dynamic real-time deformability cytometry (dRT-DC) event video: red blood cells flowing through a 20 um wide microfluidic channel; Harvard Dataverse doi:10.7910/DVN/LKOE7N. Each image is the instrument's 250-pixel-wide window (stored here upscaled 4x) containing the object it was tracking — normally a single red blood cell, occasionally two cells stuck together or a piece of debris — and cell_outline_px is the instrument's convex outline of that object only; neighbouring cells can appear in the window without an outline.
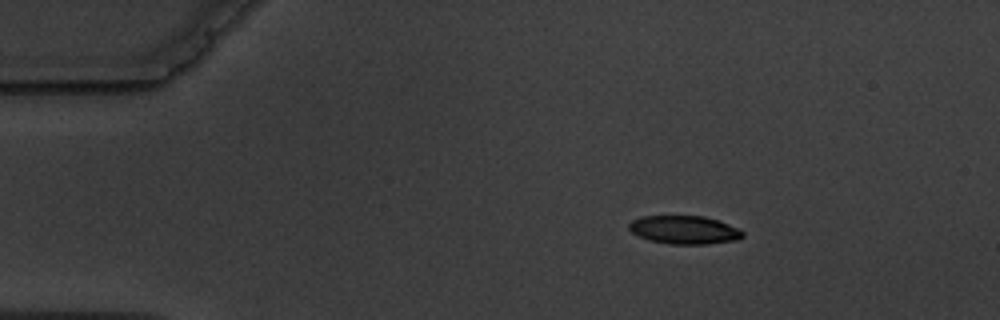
{"species": "common noctule bat (a hibernating species)", "species_latin": "Nyctalus noctula", "temperature_condition": "warm", "stored_images_in_passage": 3, "camera_frame_rate_fps": 3000, "um_per_image_px": 0.085, "animal": {"sex": "male", "body_mass_g": 19.5, "forearm_length_mm": 54.6}, "frame": {"image": 1, "passage_image": 1, "time_ms": 0.0, "image_size_px": [1000, 320], "cell_outline_px": [[744, 236], [740, 240], [708, 244], [668, 244], [648, 240], [632, 232], [628, 228], [628, 224], [632, 220], [640, 216], [704, 216], [740, 228], [744, 232]], "centroid_in_image_um": [58.19, 19.54], "position_along_channel_um": 26.8, "area_um2": 18.96}}